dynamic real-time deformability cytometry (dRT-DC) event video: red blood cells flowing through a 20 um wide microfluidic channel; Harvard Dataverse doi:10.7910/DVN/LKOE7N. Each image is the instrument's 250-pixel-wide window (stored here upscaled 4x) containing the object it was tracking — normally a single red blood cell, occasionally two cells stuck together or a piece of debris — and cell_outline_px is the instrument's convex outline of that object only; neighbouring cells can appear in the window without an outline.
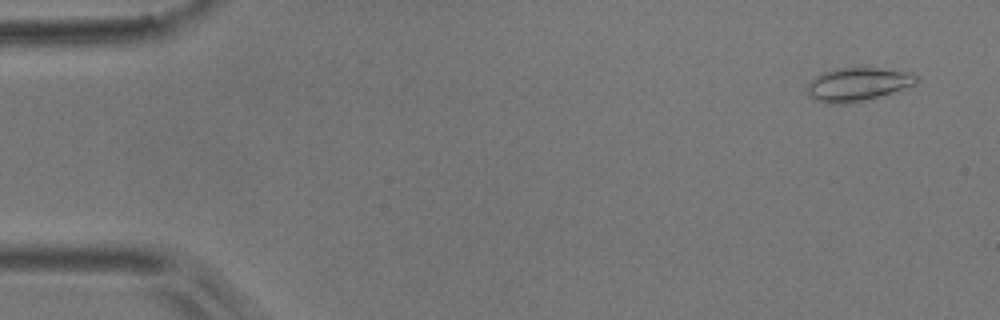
{"species": "common noctule bat (a hibernating species)", "species_latin": "Nyctalus noctula", "temperature_condition": "room temperature", "stored_images_in_passage": 5, "camera_frame_rate_fps": 3000, "um_per_image_px": 0.085, "animal": {"sex": "male", "body_mass_g": 17.9}, "frame": {"image": 1, "passage_image": 1, "time_ms": 0.0, "image_size_px": [1000, 320], "cell_outline_px": [[920, 80], [916, 84], [864, 100], [848, 104], [828, 104], [816, 100], [808, 96], [804, 88], [820, 72], [836, 68], [880, 68], [912, 72], [920, 76]], "centroid_in_image_um": [72.88, 7.16], "position_along_channel_um": 12.1, "area_um2": 21.5}}